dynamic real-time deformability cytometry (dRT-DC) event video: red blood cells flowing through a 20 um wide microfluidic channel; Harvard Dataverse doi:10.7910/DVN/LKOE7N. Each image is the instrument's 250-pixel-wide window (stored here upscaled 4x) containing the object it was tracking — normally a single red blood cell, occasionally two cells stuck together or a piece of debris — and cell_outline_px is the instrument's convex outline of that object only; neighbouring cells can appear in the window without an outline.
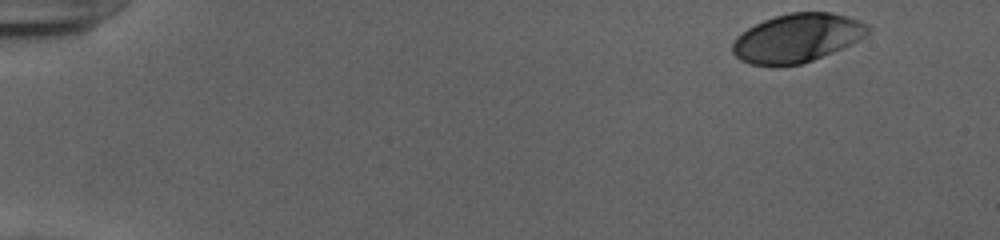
{"species": "human", "species_latin": "Homo sapiens", "temperature_condition": "cold", "stored_images_in_passage": 50, "camera_frame_rate_fps": 3000, "um_per_image_px": 0.085, "donor": {"sex": "female"}, "frame": {"image": 1, "passage_image": 1, "time_ms": 0.0, "image_size_px": [1000, 240], "cell_outline_px": [[872, 28], [864, 36], [832, 52], [804, 64], [748, 64], [740, 60], [732, 52], [732, 44], [736, 36], [748, 28], [764, 20], [776, 16], [792, 12], [828, 12], [860, 20], [868, 24]], "centroid_in_image_um": [67.74, 3.22], "position_along_channel_um": 17.3, "area_um2": 37.74}}
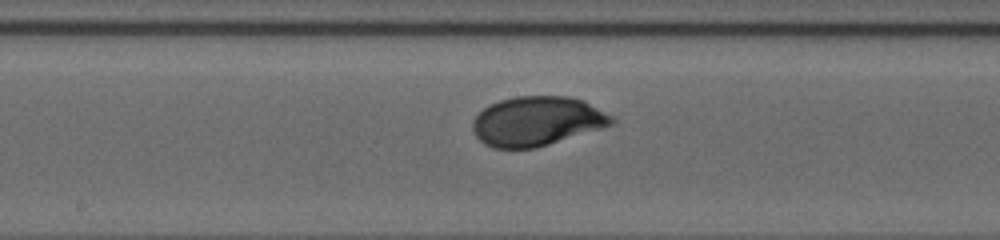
{"frame": {"image": 2, "passage_image": 26, "time_ms": 8.333, "image_size_px": [1000, 240], "cell_outline_px": [[616, 124], [536, 148], [492, 148], [484, 144], [476, 136], [472, 128], [472, 120], [484, 108], [500, 100], [516, 96], [568, 96], [584, 100], [612, 116], [616, 120]], "centroid_in_image_um": [45.66, 10.3], "position_along_channel_um": 202.5, "area_um2": 40.11}}
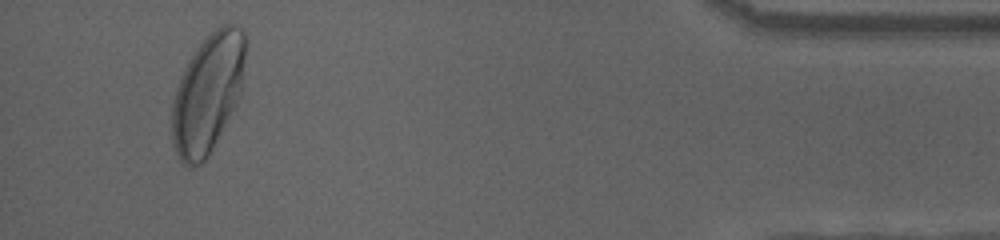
{"frame": {"image": 3, "passage_image": 47, "time_ms": 15.333, "image_size_px": [1000, 240], "cell_outline_px": [[248, 40], [240, 96], [236, 104], [208, 156], [200, 164], [188, 168], [180, 164], [172, 144], [172, 100], [176, 88], [192, 56], [200, 44], [220, 24], [236, 24], [244, 32]], "centroid_in_image_um": [17.67, 7.95], "position_along_channel_um": 417.5, "area_um2": 50.98}, "authors_computed_cell_mechanics": {"area_um2": 39.4774, "velocity_mm_per_s": 3.889, "shape_relaxation_time_tau1_ms": 2.3086, "shape_relaxation_time_tau2_ms": null, "deformation_change_tau1": 0.1343, "deformation_change_tau2": null}}